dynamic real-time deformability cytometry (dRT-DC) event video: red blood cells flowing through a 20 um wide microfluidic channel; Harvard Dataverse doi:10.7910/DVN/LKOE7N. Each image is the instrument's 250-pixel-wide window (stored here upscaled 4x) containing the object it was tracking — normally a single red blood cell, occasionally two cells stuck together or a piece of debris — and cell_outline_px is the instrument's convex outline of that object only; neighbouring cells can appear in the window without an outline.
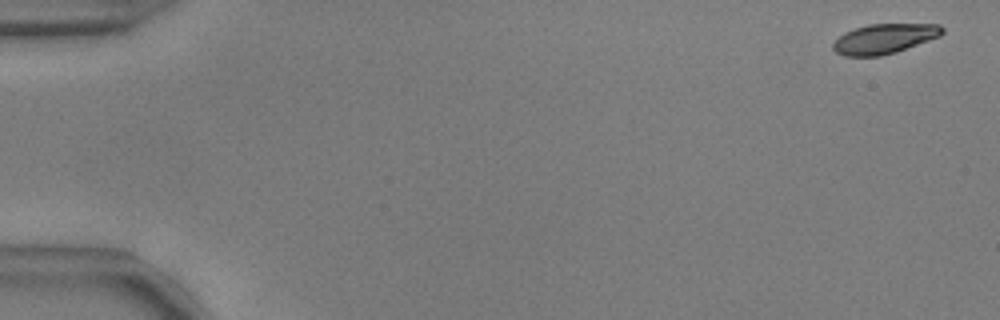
{"species": "common noctule bat (a hibernating species)", "species_latin": "Nyctalus noctula", "temperature_condition": "warm", "stored_images_in_passage": 17, "camera_frame_rate_fps": 3000, "um_per_image_px": 0.085, "animal": {"sex": "male", "body_mass_g": 17.9, "forearm_length_mm": 54.2}, "frame": {"image": 1, "passage_image": 2, "time_ms": 0.333, "image_size_px": [1000, 320], "cell_outline_px": [[944, 32], [940, 36], [896, 52], [880, 56], [844, 56], [836, 52], [832, 48], [832, 44], [844, 32], [868, 24], [940, 24], [944, 28]], "centroid_in_image_um": [75.17, 3.29], "position_along_channel_um": 9.8, "area_um2": 18.96}}
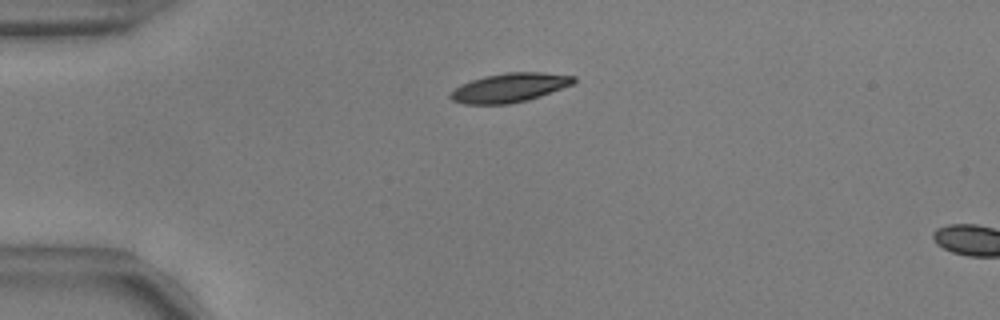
{"frame": {"image": 2, "passage_image": 14, "time_ms": 4.333, "image_size_px": [1000, 320], "cell_outline_px": [[576, 80], [572, 84], [540, 96], [528, 100], [508, 104], [464, 104], [452, 100], [448, 96], [456, 88], [472, 80], [484, 76], [504, 72], [540, 72], [576, 76]], "centroid_in_image_um": [43.32, 7.45], "position_along_channel_um": 41.7, "area_um2": 20.69}}